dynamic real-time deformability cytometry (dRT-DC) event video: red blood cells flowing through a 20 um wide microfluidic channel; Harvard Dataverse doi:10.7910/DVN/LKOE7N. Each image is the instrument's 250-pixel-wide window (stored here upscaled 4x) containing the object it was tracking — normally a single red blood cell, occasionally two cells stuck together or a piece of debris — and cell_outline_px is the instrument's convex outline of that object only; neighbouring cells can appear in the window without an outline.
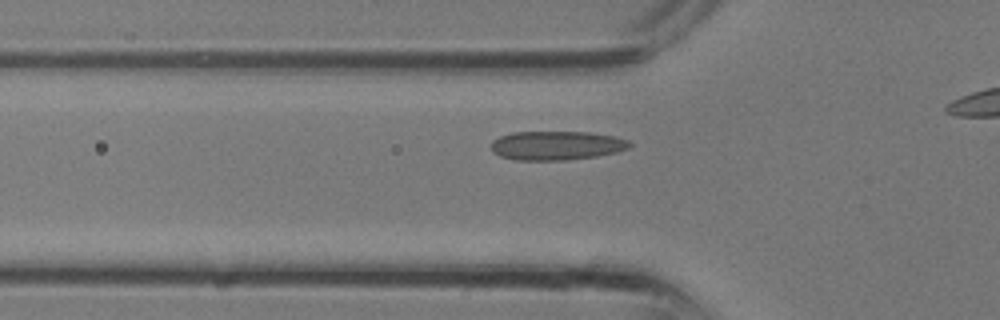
{"species": "common noctule bat (a hibernating species)", "species_latin": "Nyctalus noctula", "temperature_condition": "room temperature", "stored_images_in_passage": 9, "segment_of_instrument_passage": [1, 2], "camera_frame_rate_fps": 3000, "um_per_image_px": 0.085, "animal": {"sex": "male", "body_mass_g": 13.3}, "frame": {"image": 1, "passage_image": 7, "time_ms": 2.0, "image_size_px": [1000, 320], "cell_outline_px": [[632, 144], [628, 148], [616, 152], [596, 156], [564, 160], [516, 160], [500, 156], [492, 152], [492, 140], [500, 136], [512, 132], [588, 132], [616, 136], [628, 140]], "centroid_in_image_um": [47.3, 12.36], "position_along_channel_um": 78.5, "area_um2": 23.41}}